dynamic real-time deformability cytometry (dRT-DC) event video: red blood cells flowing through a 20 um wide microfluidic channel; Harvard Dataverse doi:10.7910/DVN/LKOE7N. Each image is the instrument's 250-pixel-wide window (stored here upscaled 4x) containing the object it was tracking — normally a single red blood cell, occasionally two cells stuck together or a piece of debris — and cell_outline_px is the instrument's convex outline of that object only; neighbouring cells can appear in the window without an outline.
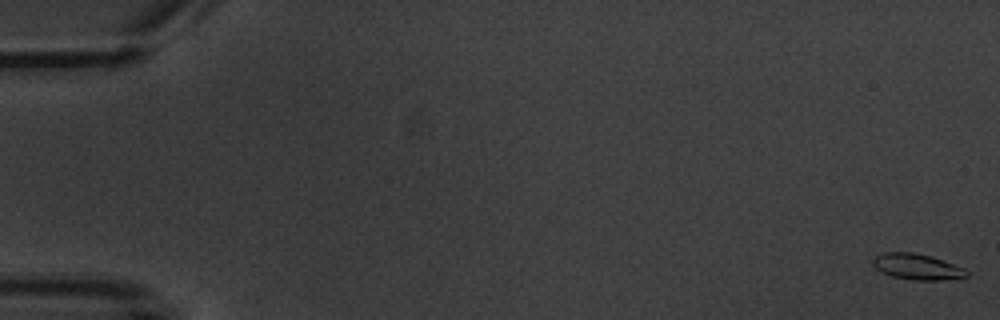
{"species": "common noctule bat (a hibernating species)", "species_latin": "Nyctalus noctula", "temperature_condition": "warm", "stored_images_in_passage": 5, "camera_frame_rate_fps": 3000, "um_per_image_px": 0.085, "animal": {"sex": "male", "body_mass_g": 20.1, "forearm_length_mm": 53.5}, "frame": {"image": 1, "passage_image": 1, "time_ms": 0.0, "image_size_px": [1000, 320], "cell_outline_px": [[968, 276], [960, 280], [912, 280], [892, 276], [880, 272], [872, 264], [872, 260], [876, 256], [884, 252], [912, 252], [932, 256], [964, 268], [968, 272]], "centroid_in_image_um": [77.99, 22.69], "position_along_channel_um": 7.0, "area_um2": 14.39}}
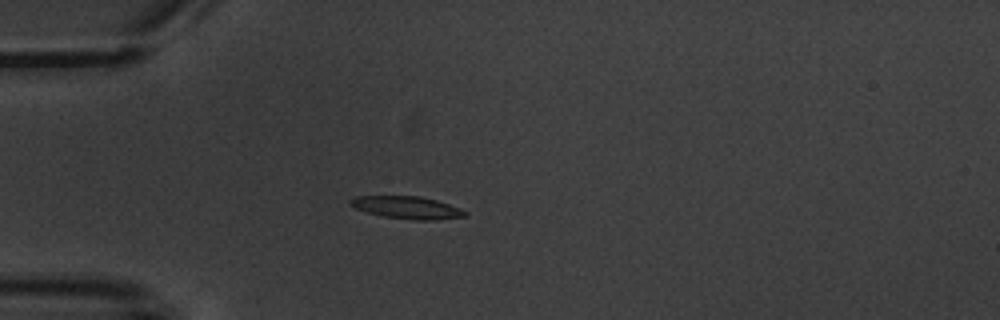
{"frame": {"image": 2, "passage_image": 5, "time_ms": 5.333, "image_size_px": [1000, 320], "cell_outline_px": [[468, 216], [432, 220], [416, 220], [384, 216], [368, 212], [356, 208], [348, 204], [348, 200], [356, 196], [420, 196], [436, 200], [460, 208], [468, 212]], "centroid_in_image_um": [34.61, 17.63], "position_along_channel_um": 50.4, "area_um2": 14.91}}